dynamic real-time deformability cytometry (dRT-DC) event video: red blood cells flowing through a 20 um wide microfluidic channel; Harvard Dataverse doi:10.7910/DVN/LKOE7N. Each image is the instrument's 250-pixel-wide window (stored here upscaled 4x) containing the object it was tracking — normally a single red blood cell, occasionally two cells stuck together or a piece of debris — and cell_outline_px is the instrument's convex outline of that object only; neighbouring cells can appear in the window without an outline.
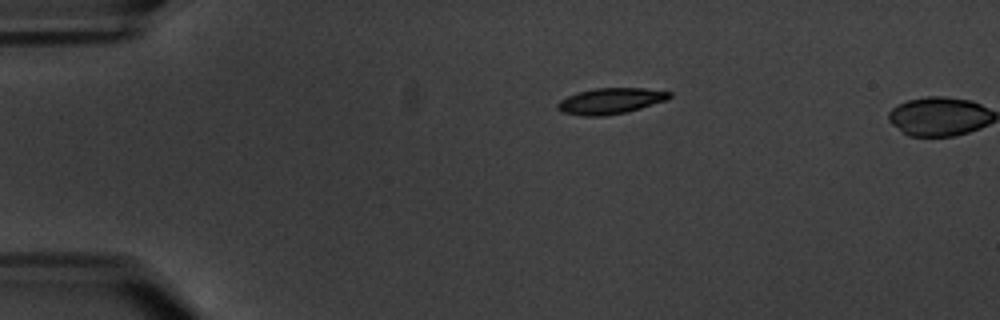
{"species": "common noctule bat (a hibernating species)", "species_latin": "Nyctalus noctula", "temperature_condition": "warm", "stored_images_in_passage": 4, "camera_frame_rate_fps": 3000, "um_per_image_px": 0.085, "animal": {"sex": "male", "body_mass_g": 20.1, "forearm_length_mm": 53.5}, "frame": {"image": 1, "passage_image": 1, "time_ms": 0.0, "image_size_px": [1000, 320], "cell_outline_px": [[672, 96], [668, 100], [628, 112], [604, 116], [580, 116], [560, 112], [556, 108], [556, 104], [560, 100], [568, 96], [580, 92], [596, 88], [644, 88], [672, 92]], "centroid_in_image_um": [51.9, 8.59], "position_along_channel_um": 33.1, "area_um2": 17.11}}